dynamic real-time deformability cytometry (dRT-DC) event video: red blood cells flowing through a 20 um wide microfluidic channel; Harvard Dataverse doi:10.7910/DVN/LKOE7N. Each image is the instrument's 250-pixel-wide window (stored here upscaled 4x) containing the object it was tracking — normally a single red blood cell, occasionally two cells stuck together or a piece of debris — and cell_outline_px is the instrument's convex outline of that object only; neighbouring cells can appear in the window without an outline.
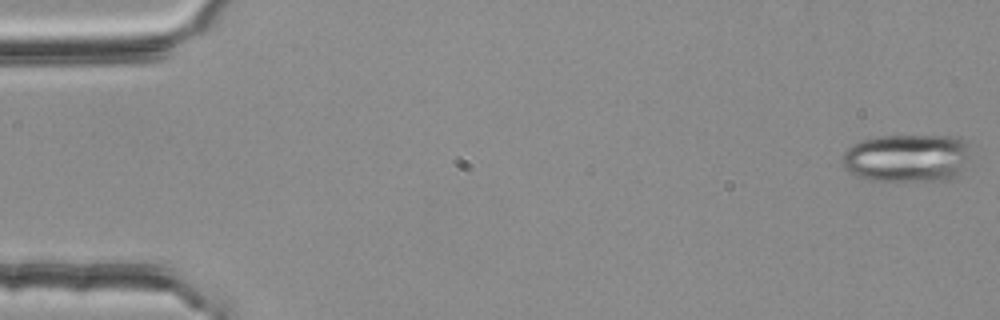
{"species": "common noctule bat (a hibernating species)", "species_latin": "Nyctalus noctula", "temperature_condition": "room temperature", "stored_images_in_passage": 54, "camera_frame_rate_fps": 3000, "um_per_image_px": 0.085, "animal": {"sex": "female", "body_mass_g": 25.1}, "frame": {"image": 1, "passage_image": 1, "time_ms": 0.0, "image_size_px": [1000, 320], "cell_outline_px": [[972, 160], [952, 180], [868, 180], [856, 176], [848, 172], [844, 168], [840, 160], [844, 152], [852, 144], [860, 140], [876, 136], [956, 136], [964, 140], [968, 144]], "centroid_in_image_um": [77.12, 13.42], "position_along_channel_um": 7.9, "area_um2": 36.65}}
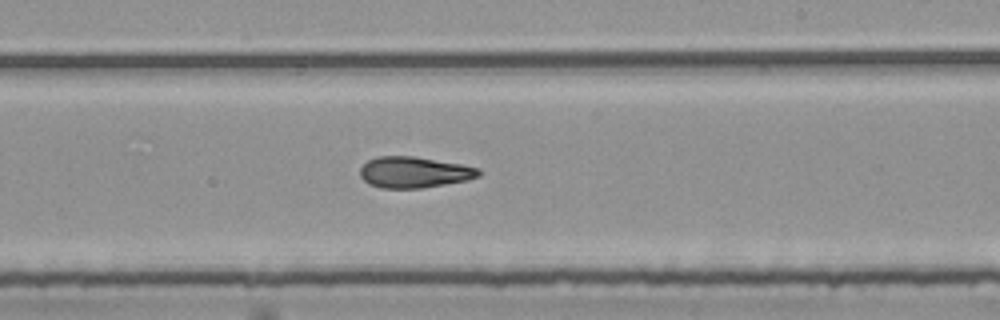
{"frame": {"image": 2, "passage_image": 32, "time_ms": 10.333, "image_size_px": [1000, 320], "cell_outline_px": [[484, 172], [480, 176], [468, 180], [420, 188], [380, 188], [368, 184], [360, 176], [360, 168], [368, 160], [376, 156], [412, 156], [460, 164], [480, 168]], "centroid_in_image_um": [35.21, 14.64], "position_along_channel_um": 253.8, "area_um2": 21.56}}
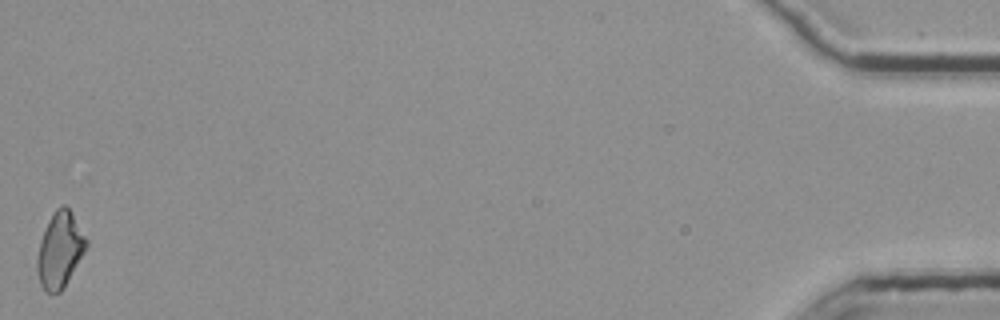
{"frame": {"image": 3, "passage_image": 54, "time_ms": 17.667, "image_size_px": [1000, 320], "cell_outline_px": [[88, 244], [84, 252], [60, 292], [44, 292], [40, 284], [36, 268], [36, 260], [40, 240], [48, 220], [56, 208], [64, 204], [72, 212], [88, 240]], "centroid_in_image_um": [5.07, 21.22], "position_along_channel_um": 430.1, "area_um2": 21.44}, "authors_computed_cell_mechanics": {"area_um2": 21.7617, "velocity_mm_per_s": 3.7596, "shape_relaxation_time_tau1_ms": null, "shape_relaxation_time_tau2_ms": 1.9949, "deformation_change_tau1": null, "deformation_change_tau2": 0.107}}